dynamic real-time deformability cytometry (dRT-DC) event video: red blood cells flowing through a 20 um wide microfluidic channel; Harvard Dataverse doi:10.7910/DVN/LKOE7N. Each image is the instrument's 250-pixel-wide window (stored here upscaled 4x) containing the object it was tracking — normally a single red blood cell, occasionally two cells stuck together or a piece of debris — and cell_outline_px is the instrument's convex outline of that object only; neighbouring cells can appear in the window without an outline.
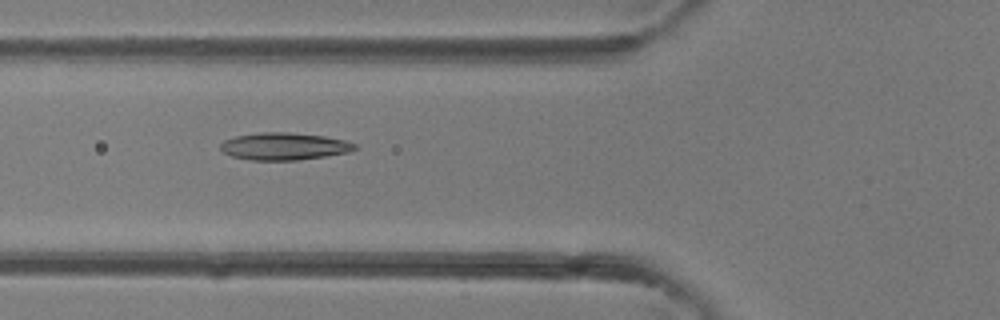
{"species": "common noctule bat (a hibernating species)", "species_latin": "Nyctalus noctula", "temperature_condition": "room temperature", "stored_images_in_passage": 26, "camera_frame_rate_fps": 3000, "um_per_image_px": 0.085, "animal": {"sex": "female"}, "frame": {"image": 1, "passage_image": 3, "time_ms": 0.667, "image_size_px": [1000, 320], "cell_outline_px": [[360, 148], [348, 152], [324, 156], [296, 160], [252, 160], [232, 156], [224, 152], [220, 148], [220, 144], [224, 140], [236, 136], [260, 132], [288, 132], [324, 136], [344, 140], [356, 144]], "centroid_in_image_um": [24.16, 12.43], "position_along_channel_um": 101.6, "area_um2": 21.27}}
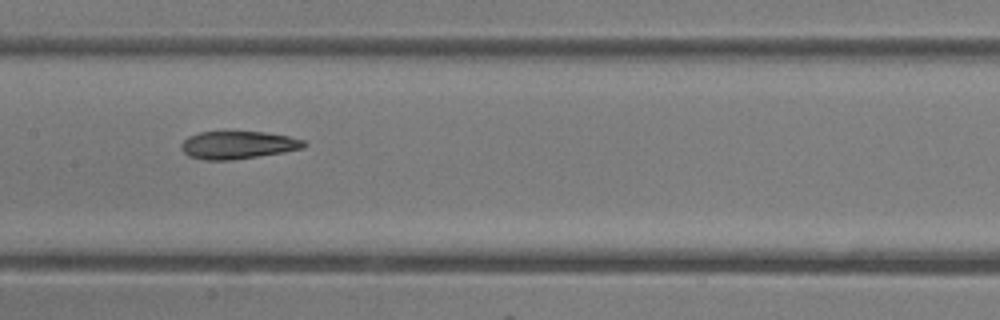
{"frame": {"image": 2, "passage_image": 8, "time_ms": 2.333, "image_size_px": [1000, 320], "cell_outline_px": [[308, 144], [304, 148], [284, 152], [232, 160], [204, 160], [188, 156], [180, 148], [180, 144], [188, 136], [200, 132], [264, 132], [288, 136], [304, 140]], "centroid_in_image_um": [20.22, 12.33], "position_along_channel_um": 187.2, "area_um2": 19.88}}
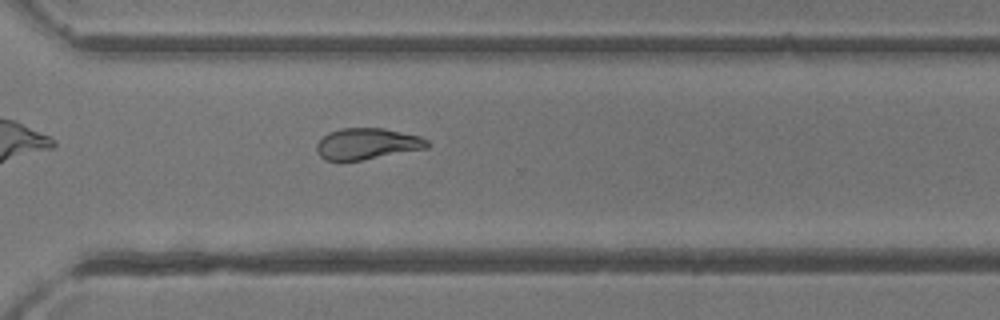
{"frame": {"image": 3, "passage_image": 17, "time_ms": 5.333, "image_size_px": [1000, 320], "cell_outline_px": [[432, 144], [428, 148], [360, 160], [324, 160], [316, 152], [316, 144], [328, 132], [340, 128], [384, 128], [420, 136], [428, 140]], "centroid_in_image_um": [31.22, 12.21], "position_along_channel_um": 339.4, "area_um2": 20.17}}